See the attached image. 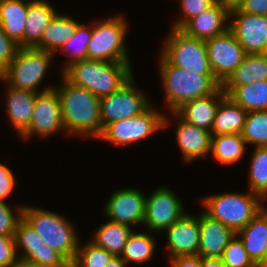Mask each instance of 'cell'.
Listing matches in <instances>:
<instances>
[{
	"label": "cell",
	"mask_w": 267,
	"mask_h": 267,
	"mask_svg": "<svg viewBox=\"0 0 267 267\" xmlns=\"http://www.w3.org/2000/svg\"><path fill=\"white\" fill-rule=\"evenodd\" d=\"M63 85L56 88L61 101L65 132L99 138L103 132L100 98L69 82L63 75Z\"/></svg>",
	"instance_id": "1"
},
{
	"label": "cell",
	"mask_w": 267,
	"mask_h": 267,
	"mask_svg": "<svg viewBox=\"0 0 267 267\" xmlns=\"http://www.w3.org/2000/svg\"><path fill=\"white\" fill-rule=\"evenodd\" d=\"M130 63L85 59L68 66L62 75L74 85L102 98L120 90L134 77Z\"/></svg>",
	"instance_id": "2"
},
{
	"label": "cell",
	"mask_w": 267,
	"mask_h": 267,
	"mask_svg": "<svg viewBox=\"0 0 267 267\" xmlns=\"http://www.w3.org/2000/svg\"><path fill=\"white\" fill-rule=\"evenodd\" d=\"M159 64L165 103L171 113L191 100L215 93L222 85L215 75L189 73L183 68L171 65L162 55Z\"/></svg>",
	"instance_id": "3"
},
{
	"label": "cell",
	"mask_w": 267,
	"mask_h": 267,
	"mask_svg": "<svg viewBox=\"0 0 267 267\" xmlns=\"http://www.w3.org/2000/svg\"><path fill=\"white\" fill-rule=\"evenodd\" d=\"M22 217L43 238L45 244L59 252L70 264L75 259L79 238L66 217L41 208L23 206Z\"/></svg>",
	"instance_id": "4"
},
{
	"label": "cell",
	"mask_w": 267,
	"mask_h": 267,
	"mask_svg": "<svg viewBox=\"0 0 267 267\" xmlns=\"http://www.w3.org/2000/svg\"><path fill=\"white\" fill-rule=\"evenodd\" d=\"M263 200L258 194L248 191L211 195L203 198L201 203L206 214L237 233L265 207Z\"/></svg>",
	"instance_id": "5"
},
{
	"label": "cell",
	"mask_w": 267,
	"mask_h": 267,
	"mask_svg": "<svg viewBox=\"0 0 267 267\" xmlns=\"http://www.w3.org/2000/svg\"><path fill=\"white\" fill-rule=\"evenodd\" d=\"M54 55L36 48H20L12 62L0 73V81L7 82V86L40 93L37 89Z\"/></svg>",
	"instance_id": "6"
},
{
	"label": "cell",
	"mask_w": 267,
	"mask_h": 267,
	"mask_svg": "<svg viewBox=\"0 0 267 267\" xmlns=\"http://www.w3.org/2000/svg\"><path fill=\"white\" fill-rule=\"evenodd\" d=\"M166 39L160 55L171 65L196 75H214L205 40L187 36L182 30L174 28Z\"/></svg>",
	"instance_id": "7"
},
{
	"label": "cell",
	"mask_w": 267,
	"mask_h": 267,
	"mask_svg": "<svg viewBox=\"0 0 267 267\" xmlns=\"http://www.w3.org/2000/svg\"><path fill=\"white\" fill-rule=\"evenodd\" d=\"M128 23L121 15L98 22L92 29L87 59L106 62H130L125 44Z\"/></svg>",
	"instance_id": "8"
},
{
	"label": "cell",
	"mask_w": 267,
	"mask_h": 267,
	"mask_svg": "<svg viewBox=\"0 0 267 267\" xmlns=\"http://www.w3.org/2000/svg\"><path fill=\"white\" fill-rule=\"evenodd\" d=\"M169 118L160 114L150 105L141 114L118 120L108 124L101 133L99 139L108 141L115 145H129L151 136L155 131L166 128Z\"/></svg>",
	"instance_id": "9"
},
{
	"label": "cell",
	"mask_w": 267,
	"mask_h": 267,
	"mask_svg": "<svg viewBox=\"0 0 267 267\" xmlns=\"http://www.w3.org/2000/svg\"><path fill=\"white\" fill-rule=\"evenodd\" d=\"M132 78L120 90L100 98V117L103 129L110 123L131 118L144 112L151 104L139 91Z\"/></svg>",
	"instance_id": "10"
},
{
	"label": "cell",
	"mask_w": 267,
	"mask_h": 267,
	"mask_svg": "<svg viewBox=\"0 0 267 267\" xmlns=\"http://www.w3.org/2000/svg\"><path fill=\"white\" fill-rule=\"evenodd\" d=\"M55 87H46L36 94L32 119L28 128L20 135L22 138L30 139L34 134L45 138L58 131H65L61 101Z\"/></svg>",
	"instance_id": "11"
},
{
	"label": "cell",
	"mask_w": 267,
	"mask_h": 267,
	"mask_svg": "<svg viewBox=\"0 0 267 267\" xmlns=\"http://www.w3.org/2000/svg\"><path fill=\"white\" fill-rule=\"evenodd\" d=\"M15 249L24 250L18 257L42 267H70V263L56 250L45 244L43 238L22 217L14 233Z\"/></svg>",
	"instance_id": "12"
},
{
	"label": "cell",
	"mask_w": 267,
	"mask_h": 267,
	"mask_svg": "<svg viewBox=\"0 0 267 267\" xmlns=\"http://www.w3.org/2000/svg\"><path fill=\"white\" fill-rule=\"evenodd\" d=\"M205 43L215 78L223 84L242 63L246 55L244 48L229 29Z\"/></svg>",
	"instance_id": "13"
},
{
	"label": "cell",
	"mask_w": 267,
	"mask_h": 267,
	"mask_svg": "<svg viewBox=\"0 0 267 267\" xmlns=\"http://www.w3.org/2000/svg\"><path fill=\"white\" fill-rule=\"evenodd\" d=\"M186 212L183 204L168 187H160L146 197L143 224L152 232L163 231Z\"/></svg>",
	"instance_id": "14"
},
{
	"label": "cell",
	"mask_w": 267,
	"mask_h": 267,
	"mask_svg": "<svg viewBox=\"0 0 267 267\" xmlns=\"http://www.w3.org/2000/svg\"><path fill=\"white\" fill-rule=\"evenodd\" d=\"M229 30L244 48L246 54H262L267 43V16L230 10Z\"/></svg>",
	"instance_id": "15"
},
{
	"label": "cell",
	"mask_w": 267,
	"mask_h": 267,
	"mask_svg": "<svg viewBox=\"0 0 267 267\" xmlns=\"http://www.w3.org/2000/svg\"><path fill=\"white\" fill-rule=\"evenodd\" d=\"M146 195L136 188L116 190L107 200L104 213L109 220L128 226L142 225Z\"/></svg>",
	"instance_id": "16"
},
{
	"label": "cell",
	"mask_w": 267,
	"mask_h": 267,
	"mask_svg": "<svg viewBox=\"0 0 267 267\" xmlns=\"http://www.w3.org/2000/svg\"><path fill=\"white\" fill-rule=\"evenodd\" d=\"M164 231L167 233L170 258L198 255L200 244L199 215L195 216L185 213Z\"/></svg>",
	"instance_id": "17"
},
{
	"label": "cell",
	"mask_w": 267,
	"mask_h": 267,
	"mask_svg": "<svg viewBox=\"0 0 267 267\" xmlns=\"http://www.w3.org/2000/svg\"><path fill=\"white\" fill-rule=\"evenodd\" d=\"M229 16L230 10L217 0L210 8L190 19L180 30L187 36L207 40L229 29L228 23L231 21Z\"/></svg>",
	"instance_id": "18"
},
{
	"label": "cell",
	"mask_w": 267,
	"mask_h": 267,
	"mask_svg": "<svg viewBox=\"0 0 267 267\" xmlns=\"http://www.w3.org/2000/svg\"><path fill=\"white\" fill-rule=\"evenodd\" d=\"M199 224L200 244L198 256L201 258H221L224 249L236 233L205 212L199 215Z\"/></svg>",
	"instance_id": "19"
},
{
	"label": "cell",
	"mask_w": 267,
	"mask_h": 267,
	"mask_svg": "<svg viewBox=\"0 0 267 267\" xmlns=\"http://www.w3.org/2000/svg\"><path fill=\"white\" fill-rule=\"evenodd\" d=\"M179 119L176 127V140L182 151L183 159L192 162L207 156L211 152V132L198 128L183 120L176 112H172Z\"/></svg>",
	"instance_id": "20"
},
{
	"label": "cell",
	"mask_w": 267,
	"mask_h": 267,
	"mask_svg": "<svg viewBox=\"0 0 267 267\" xmlns=\"http://www.w3.org/2000/svg\"><path fill=\"white\" fill-rule=\"evenodd\" d=\"M225 96L226 93L220 87L209 96L185 103L176 113L186 122L211 132L217 107Z\"/></svg>",
	"instance_id": "21"
},
{
	"label": "cell",
	"mask_w": 267,
	"mask_h": 267,
	"mask_svg": "<svg viewBox=\"0 0 267 267\" xmlns=\"http://www.w3.org/2000/svg\"><path fill=\"white\" fill-rule=\"evenodd\" d=\"M57 14L55 8L46 0H33L28 5L23 40L19 48H36L41 41L44 29Z\"/></svg>",
	"instance_id": "22"
},
{
	"label": "cell",
	"mask_w": 267,
	"mask_h": 267,
	"mask_svg": "<svg viewBox=\"0 0 267 267\" xmlns=\"http://www.w3.org/2000/svg\"><path fill=\"white\" fill-rule=\"evenodd\" d=\"M236 235L257 267H263V254L267 246V208L264 207Z\"/></svg>",
	"instance_id": "23"
},
{
	"label": "cell",
	"mask_w": 267,
	"mask_h": 267,
	"mask_svg": "<svg viewBox=\"0 0 267 267\" xmlns=\"http://www.w3.org/2000/svg\"><path fill=\"white\" fill-rule=\"evenodd\" d=\"M6 93V110L9 119L17 133L21 135L28 128L32 119L37 93L11 86L7 87Z\"/></svg>",
	"instance_id": "24"
},
{
	"label": "cell",
	"mask_w": 267,
	"mask_h": 267,
	"mask_svg": "<svg viewBox=\"0 0 267 267\" xmlns=\"http://www.w3.org/2000/svg\"><path fill=\"white\" fill-rule=\"evenodd\" d=\"M247 114L248 112L245 109L226 95L217 107L211 128V136L241 134Z\"/></svg>",
	"instance_id": "25"
},
{
	"label": "cell",
	"mask_w": 267,
	"mask_h": 267,
	"mask_svg": "<svg viewBox=\"0 0 267 267\" xmlns=\"http://www.w3.org/2000/svg\"><path fill=\"white\" fill-rule=\"evenodd\" d=\"M33 0H0V27L17 44L24 37L28 5Z\"/></svg>",
	"instance_id": "26"
},
{
	"label": "cell",
	"mask_w": 267,
	"mask_h": 267,
	"mask_svg": "<svg viewBox=\"0 0 267 267\" xmlns=\"http://www.w3.org/2000/svg\"><path fill=\"white\" fill-rule=\"evenodd\" d=\"M79 24L70 15L57 13L44 29L40 44L36 49L55 54L74 35Z\"/></svg>",
	"instance_id": "27"
},
{
	"label": "cell",
	"mask_w": 267,
	"mask_h": 267,
	"mask_svg": "<svg viewBox=\"0 0 267 267\" xmlns=\"http://www.w3.org/2000/svg\"><path fill=\"white\" fill-rule=\"evenodd\" d=\"M236 104L247 112L267 110V80L243 86H221Z\"/></svg>",
	"instance_id": "28"
},
{
	"label": "cell",
	"mask_w": 267,
	"mask_h": 267,
	"mask_svg": "<svg viewBox=\"0 0 267 267\" xmlns=\"http://www.w3.org/2000/svg\"><path fill=\"white\" fill-rule=\"evenodd\" d=\"M267 80V57L246 54L242 63L221 86H243Z\"/></svg>",
	"instance_id": "29"
},
{
	"label": "cell",
	"mask_w": 267,
	"mask_h": 267,
	"mask_svg": "<svg viewBox=\"0 0 267 267\" xmlns=\"http://www.w3.org/2000/svg\"><path fill=\"white\" fill-rule=\"evenodd\" d=\"M131 234L130 226L109 220L95 231L91 242L114 256H120Z\"/></svg>",
	"instance_id": "30"
},
{
	"label": "cell",
	"mask_w": 267,
	"mask_h": 267,
	"mask_svg": "<svg viewBox=\"0 0 267 267\" xmlns=\"http://www.w3.org/2000/svg\"><path fill=\"white\" fill-rule=\"evenodd\" d=\"M246 141L241 134H223L211 137L213 158L222 164H233L243 157Z\"/></svg>",
	"instance_id": "31"
},
{
	"label": "cell",
	"mask_w": 267,
	"mask_h": 267,
	"mask_svg": "<svg viewBox=\"0 0 267 267\" xmlns=\"http://www.w3.org/2000/svg\"><path fill=\"white\" fill-rule=\"evenodd\" d=\"M141 232L132 234L129 236L123 252L120 255L121 259L128 264L133 262L136 264H143L151 260L155 250V240L152 232ZM152 234V235H151Z\"/></svg>",
	"instance_id": "32"
},
{
	"label": "cell",
	"mask_w": 267,
	"mask_h": 267,
	"mask_svg": "<svg viewBox=\"0 0 267 267\" xmlns=\"http://www.w3.org/2000/svg\"><path fill=\"white\" fill-rule=\"evenodd\" d=\"M249 169V191L267 198V147H255Z\"/></svg>",
	"instance_id": "33"
},
{
	"label": "cell",
	"mask_w": 267,
	"mask_h": 267,
	"mask_svg": "<svg viewBox=\"0 0 267 267\" xmlns=\"http://www.w3.org/2000/svg\"><path fill=\"white\" fill-rule=\"evenodd\" d=\"M91 36L92 27L81 23L78 25L74 35L59 48L62 54L65 53L69 56L65 67L63 66V71L71 64L87 59V46Z\"/></svg>",
	"instance_id": "34"
},
{
	"label": "cell",
	"mask_w": 267,
	"mask_h": 267,
	"mask_svg": "<svg viewBox=\"0 0 267 267\" xmlns=\"http://www.w3.org/2000/svg\"><path fill=\"white\" fill-rule=\"evenodd\" d=\"M241 136L246 144L267 147V110L248 112Z\"/></svg>",
	"instance_id": "35"
},
{
	"label": "cell",
	"mask_w": 267,
	"mask_h": 267,
	"mask_svg": "<svg viewBox=\"0 0 267 267\" xmlns=\"http://www.w3.org/2000/svg\"><path fill=\"white\" fill-rule=\"evenodd\" d=\"M79 243L75 259L70 267H104L114 255L89 241L84 246Z\"/></svg>",
	"instance_id": "36"
},
{
	"label": "cell",
	"mask_w": 267,
	"mask_h": 267,
	"mask_svg": "<svg viewBox=\"0 0 267 267\" xmlns=\"http://www.w3.org/2000/svg\"><path fill=\"white\" fill-rule=\"evenodd\" d=\"M221 259L226 267H257L236 234L224 249Z\"/></svg>",
	"instance_id": "37"
},
{
	"label": "cell",
	"mask_w": 267,
	"mask_h": 267,
	"mask_svg": "<svg viewBox=\"0 0 267 267\" xmlns=\"http://www.w3.org/2000/svg\"><path fill=\"white\" fill-rule=\"evenodd\" d=\"M217 0H180L182 14L177 18L172 28L181 29L190 19L198 16L206 9L210 8Z\"/></svg>",
	"instance_id": "38"
},
{
	"label": "cell",
	"mask_w": 267,
	"mask_h": 267,
	"mask_svg": "<svg viewBox=\"0 0 267 267\" xmlns=\"http://www.w3.org/2000/svg\"><path fill=\"white\" fill-rule=\"evenodd\" d=\"M23 206L17 207V214L4 201H0V235L14 236L16 225L22 218Z\"/></svg>",
	"instance_id": "39"
},
{
	"label": "cell",
	"mask_w": 267,
	"mask_h": 267,
	"mask_svg": "<svg viewBox=\"0 0 267 267\" xmlns=\"http://www.w3.org/2000/svg\"><path fill=\"white\" fill-rule=\"evenodd\" d=\"M19 49V45L0 27V73L12 62Z\"/></svg>",
	"instance_id": "40"
},
{
	"label": "cell",
	"mask_w": 267,
	"mask_h": 267,
	"mask_svg": "<svg viewBox=\"0 0 267 267\" xmlns=\"http://www.w3.org/2000/svg\"><path fill=\"white\" fill-rule=\"evenodd\" d=\"M14 236L0 235V267H13L18 260Z\"/></svg>",
	"instance_id": "41"
},
{
	"label": "cell",
	"mask_w": 267,
	"mask_h": 267,
	"mask_svg": "<svg viewBox=\"0 0 267 267\" xmlns=\"http://www.w3.org/2000/svg\"><path fill=\"white\" fill-rule=\"evenodd\" d=\"M15 177L11 169L0 163V201L5 200L15 187Z\"/></svg>",
	"instance_id": "42"
},
{
	"label": "cell",
	"mask_w": 267,
	"mask_h": 267,
	"mask_svg": "<svg viewBox=\"0 0 267 267\" xmlns=\"http://www.w3.org/2000/svg\"><path fill=\"white\" fill-rule=\"evenodd\" d=\"M238 9L249 14L267 16V0H244Z\"/></svg>",
	"instance_id": "43"
},
{
	"label": "cell",
	"mask_w": 267,
	"mask_h": 267,
	"mask_svg": "<svg viewBox=\"0 0 267 267\" xmlns=\"http://www.w3.org/2000/svg\"><path fill=\"white\" fill-rule=\"evenodd\" d=\"M172 267H202V258L196 256H177L170 258Z\"/></svg>",
	"instance_id": "44"
},
{
	"label": "cell",
	"mask_w": 267,
	"mask_h": 267,
	"mask_svg": "<svg viewBox=\"0 0 267 267\" xmlns=\"http://www.w3.org/2000/svg\"><path fill=\"white\" fill-rule=\"evenodd\" d=\"M202 267H226L221 258H202Z\"/></svg>",
	"instance_id": "45"
},
{
	"label": "cell",
	"mask_w": 267,
	"mask_h": 267,
	"mask_svg": "<svg viewBox=\"0 0 267 267\" xmlns=\"http://www.w3.org/2000/svg\"><path fill=\"white\" fill-rule=\"evenodd\" d=\"M104 267H126L120 256H114Z\"/></svg>",
	"instance_id": "46"
},
{
	"label": "cell",
	"mask_w": 267,
	"mask_h": 267,
	"mask_svg": "<svg viewBox=\"0 0 267 267\" xmlns=\"http://www.w3.org/2000/svg\"><path fill=\"white\" fill-rule=\"evenodd\" d=\"M219 1H221L229 10H232L234 8H238L239 5L244 0H219Z\"/></svg>",
	"instance_id": "47"
},
{
	"label": "cell",
	"mask_w": 267,
	"mask_h": 267,
	"mask_svg": "<svg viewBox=\"0 0 267 267\" xmlns=\"http://www.w3.org/2000/svg\"><path fill=\"white\" fill-rule=\"evenodd\" d=\"M13 267H42L39 264L29 262L27 260L19 259L16 261V264Z\"/></svg>",
	"instance_id": "48"
},
{
	"label": "cell",
	"mask_w": 267,
	"mask_h": 267,
	"mask_svg": "<svg viewBox=\"0 0 267 267\" xmlns=\"http://www.w3.org/2000/svg\"><path fill=\"white\" fill-rule=\"evenodd\" d=\"M263 267H267V246L263 254Z\"/></svg>",
	"instance_id": "49"
},
{
	"label": "cell",
	"mask_w": 267,
	"mask_h": 267,
	"mask_svg": "<svg viewBox=\"0 0 267 267\" xmlns=\"http://www.w3.org/2000/svg\"><path fill=\"white\" fill-rule=\"evenodd\" d=\"M262 55L266 56L267 57V43H266V46L262 52Z\"/></svg>",
	"instance_id": "50"
}]
</instances>
